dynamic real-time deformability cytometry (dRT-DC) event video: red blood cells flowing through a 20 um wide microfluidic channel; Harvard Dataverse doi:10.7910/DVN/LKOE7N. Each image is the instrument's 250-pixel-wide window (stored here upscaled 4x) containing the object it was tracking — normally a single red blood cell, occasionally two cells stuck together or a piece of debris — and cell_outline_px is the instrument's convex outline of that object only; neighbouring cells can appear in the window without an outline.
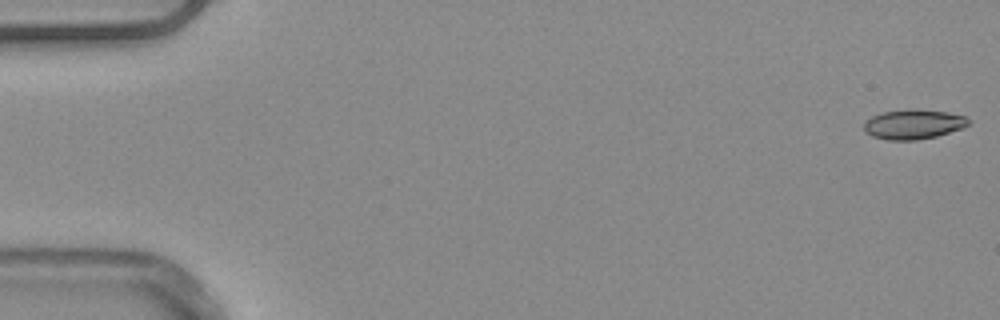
{"species": "common noctule bat (a hibernating species)", "species_latin": "Nyctalus noctula", "temperature_condition": "warm", "stored_images_in_passage": 52, "camera_frame_rate_fps": 3000, "um_per_image_px": 0.085, "animal": {"sex": "male", "body_mass_g": 20.4}, "frame": {"image": 1, "passage_image": 1, "time_ms": 0.0, "image_size_px": [1000, 320], "cell_outline_px": [[972, 124], [964, 128], [936, 136], [916, 140], [888, 140], [872, 136], [864, 128], [864, 124], [872, 116], [880, 112], [912, 108], [916, 108], [948, 112], [964, 116]], "centroid_in_image_um": [77.68, 10.55], "position_along_channel_um": 7.3, "area_um2": 18.21}}
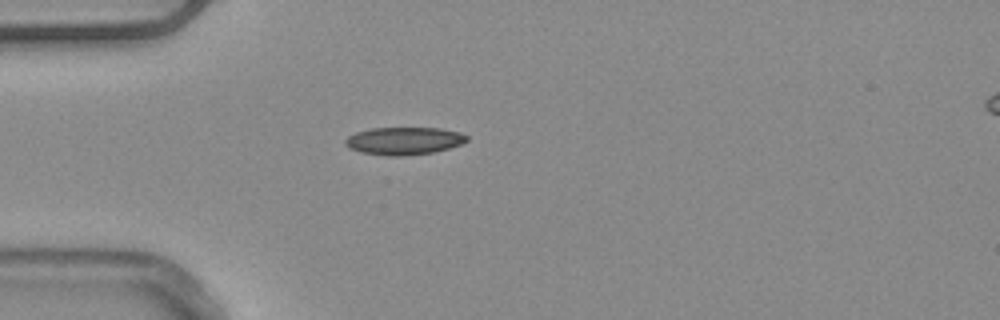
{"frame": {"image": 2, "passage_image": 15, "time_ms": 4.667, "image_size_px": [1000, 320], "cell_outline_px": [[468, 140], [460, 144], [448, 148], [432, 152], [400, 156], [388, 156], [360, 152], [348, 148], [344, 144], [344, 140], [348, 136], [356, 132], [372, 128], [440, 128], [460, 132], [468, 136]], "centroid_in_image_um": [34.3, 11.97], "position_along_channel_um": 50.7, "area_um2": 19.54}}
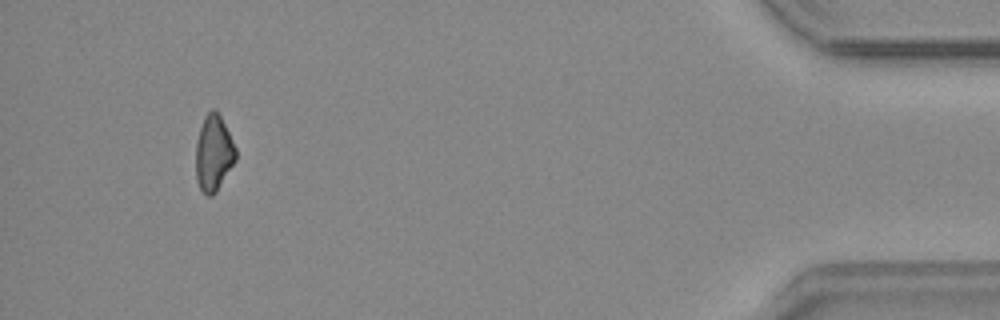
{"frame": {"image": 3, "passage_image": 49, "time_ms": 16.0, "image_size_px": [1000, 320], "cell_outline_px": [[236, 160], [216, 192], [212, 196], [208, 196], [200, 188], [196, 180], [196, 140], [204, 116], [212, 108], [216, 108], [236, 148]], "centroid_in_image_um": [18.15, 13.01], "position_along_channel_um": 417.1, "area_um2": 17.63}, "authors_computed_cell_mechanics": {"area_um2": 18.5827, "velocity_mm_per_s": 3.9406, "shape_relaxation_time_tau1_ms": null, "shape_relaxation_time_tau2_ms": 5.1566, "deformation_change_tau1": null, "deformation_change_tau2": 0.1133}}